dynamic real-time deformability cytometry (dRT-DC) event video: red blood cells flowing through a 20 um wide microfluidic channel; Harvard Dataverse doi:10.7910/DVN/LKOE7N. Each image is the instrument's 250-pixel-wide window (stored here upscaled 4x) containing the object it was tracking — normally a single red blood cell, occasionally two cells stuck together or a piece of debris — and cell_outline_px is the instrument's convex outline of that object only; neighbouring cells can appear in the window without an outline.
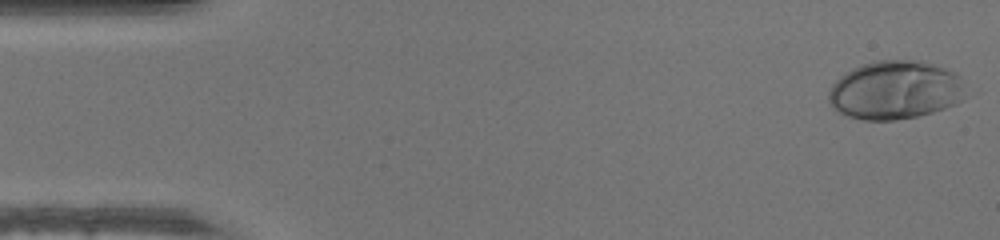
{"species": "human", "species_latin": "Homo sapiens", "temperature_condition": "warm", "stored_images_in_passage": 48, "camera_frame_rate_fps": 3000, "um_per_image_px": 0.085, "donor": {"sex": "male"}, "frame": {"image": 1, "passage_image": 1, "time_ms": 0.0, "image_size_px": [1000, 240], "cell_outline_px": [[964, 100], [956, 104], [932, 112], [916, 116], [896, 120], [860, 120], [848, 116], [832, 108], [828, 100], [828, 92], [832, 84], [840, 76], [852, 68], [876, 60], [920, 60], [944, 68], [960, 76]], "centroid_in_image_um": [76.05, 7.66], "position_along_channel_um": 9.0, "area_um2": 46.7}}
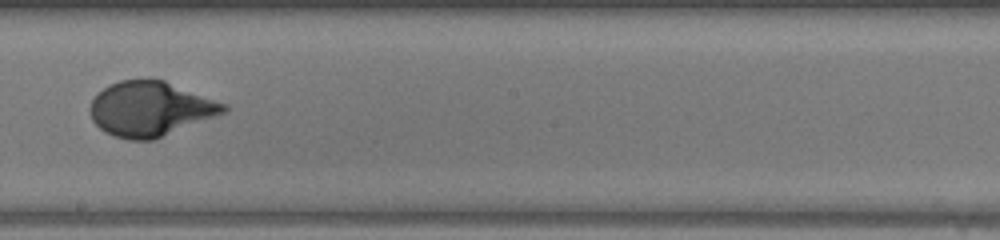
{"frame": {"image": 2, "passage_image": 27, "time_ms": 8.667, "image_size_px": [1000, 240], "cell_outline_px": [[228, 108], [224, 112], [152, 140], [128, 140], [104, 132], [92, 120], [88, 108], [96, 92], [108, 84], [120, 80], [148, 76], [164, 80], [228, 104]], "centroid_in_image_um": [12.71, 9.2], "position_along_channel_um": 235.5, "area_um2": 42.95}}
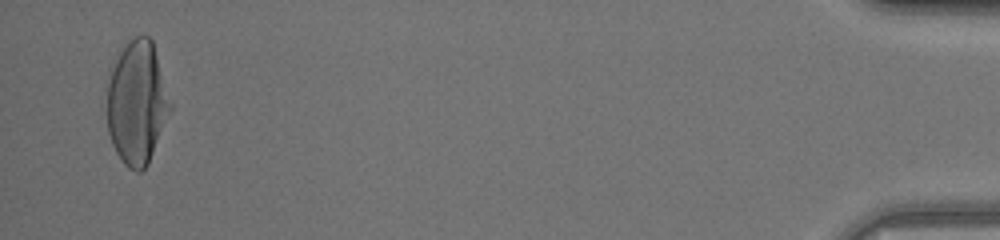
{"frame": {"image": 3, "passage_image": 47, "time_ms": 15.333, "image_size_px": [1000, 240], "cell_outline_px": [[172, 108], [148, 164], [140, 172], [136, 172], [128, 168], [124, 164], [116, 152], [112, 144], [108, 132], [108, 80], [120, 48], [132, 36], [148, 36], [152, 40], [172, 104]], "centroid_in_image_um": [11.65, 8.73], "position_along_channel_um": 423.6, "area_um2": 45.43}}